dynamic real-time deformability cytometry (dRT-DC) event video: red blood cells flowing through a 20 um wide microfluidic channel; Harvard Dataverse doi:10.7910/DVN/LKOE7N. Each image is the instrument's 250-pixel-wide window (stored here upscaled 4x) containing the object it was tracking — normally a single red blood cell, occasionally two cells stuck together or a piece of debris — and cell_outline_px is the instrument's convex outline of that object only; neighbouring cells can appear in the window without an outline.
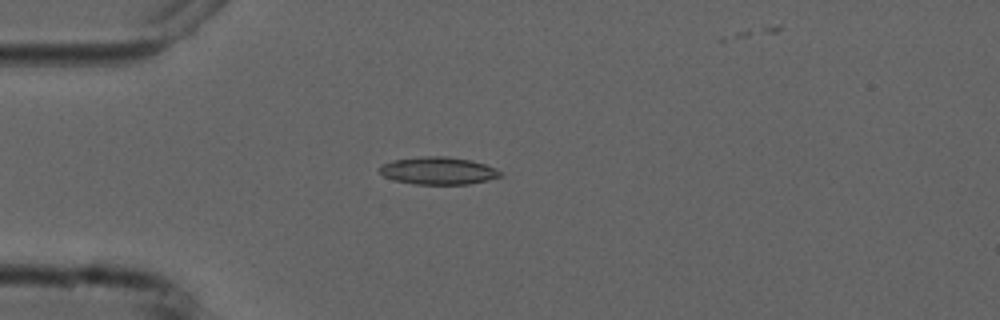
{"species": "common noctule bat (a hibernating species)", "species_latin": "Nyctalus noctula", "temperature_condition": "cold", "stored_images_in_passage": 3, "camera_frame_rate_fps": 3000, "um_per_image_px": 0.085, "animal": {"sex": "male", "forearm_length_mm": 52.5}, "frame": {"image": 1, "passage_image": 3, "time_ms": 2.333, "image_size_px": [1000, 320], "cell_outline_px": [[504, 172], [500, 176], [488, 180], [468, 184], [416, 184], [392, 180], [384, 176], [380, 172], [380, 168], [384, 164], [392, 160], [420, 156], [448, 156], [472, 160], [496, 168]], "centroid_in_image_um": [37.27, 14.5], "position_along_channel_um": 47.7, "area_um2": 19.42}}